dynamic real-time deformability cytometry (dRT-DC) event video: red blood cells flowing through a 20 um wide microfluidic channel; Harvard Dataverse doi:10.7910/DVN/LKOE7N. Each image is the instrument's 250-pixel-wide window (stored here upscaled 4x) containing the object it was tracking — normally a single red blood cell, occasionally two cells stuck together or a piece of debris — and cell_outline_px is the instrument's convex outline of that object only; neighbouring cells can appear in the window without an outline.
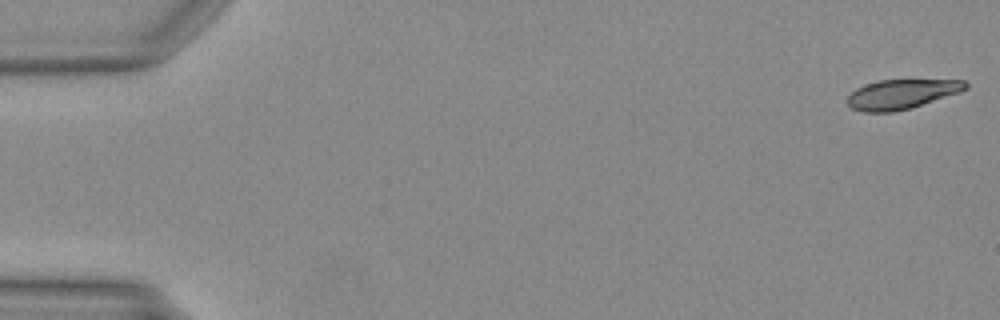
{"species": "Egyptian fruit bat (a non-hibernating species)", "species_latin": "Rousettus aegyptiacus", "temperature_condition": "warm", "stored_images_in_passage": 12, "camera_frame_rate_fps": 3000, "um_per_image_px": 0.085, "animal": {"sex": "female"}, "frame": {"image": 1, "passage_image": 1, "time_ms": 0.0, "image_size_px": [1000, 320], "cell_outline_px": [[968, 88], [960, 92], [912, 108], [892, 112], [864, 112], [852, 108], [848, 104], [848, 96], [856, 88], [880, 80], [964, 80], [968, 84]], "centroid_in_image_um": [76.66, 8.01], "position_along_channel_um": 8.3, "area_um2": 20.23}}